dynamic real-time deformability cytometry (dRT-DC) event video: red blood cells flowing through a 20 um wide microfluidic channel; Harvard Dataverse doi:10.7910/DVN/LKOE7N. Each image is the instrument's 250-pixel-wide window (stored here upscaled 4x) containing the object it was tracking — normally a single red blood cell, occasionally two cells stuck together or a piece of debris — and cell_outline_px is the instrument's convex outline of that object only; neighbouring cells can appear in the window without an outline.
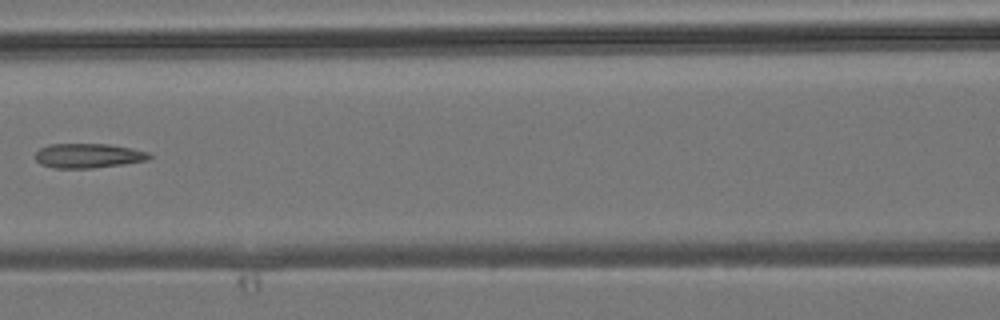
{"species": "common noctule bat (a hibernating species)", "species_latin": "Nyctalus noctula", "temperature_condition": "room temperature", "stored_images_in_passage": 7, "camera_frame_rate_fps": 3000, "um_per_image_px": 0.085, "animal": {"sex": "male", "body_mass_g": 19.2, "forearm_length_mm": 51.8}, "frame": {"image": 1, "passage_image": 7, "time_ms": 6.667, "image_size_px": [1000, 320], "cell_outline_px": [[152, 156], [144, 160], [124, 164], [92, 168], [56, 168], [40, 164], [36, 160], [36, 152], [40, 148], [48, 144], [108, 144], [132, 148], [148, 152]], "centroid_in_image_um": [7.47, 13.23], "position_along_channel_um": 159.1, "area_um2": 16.18}}